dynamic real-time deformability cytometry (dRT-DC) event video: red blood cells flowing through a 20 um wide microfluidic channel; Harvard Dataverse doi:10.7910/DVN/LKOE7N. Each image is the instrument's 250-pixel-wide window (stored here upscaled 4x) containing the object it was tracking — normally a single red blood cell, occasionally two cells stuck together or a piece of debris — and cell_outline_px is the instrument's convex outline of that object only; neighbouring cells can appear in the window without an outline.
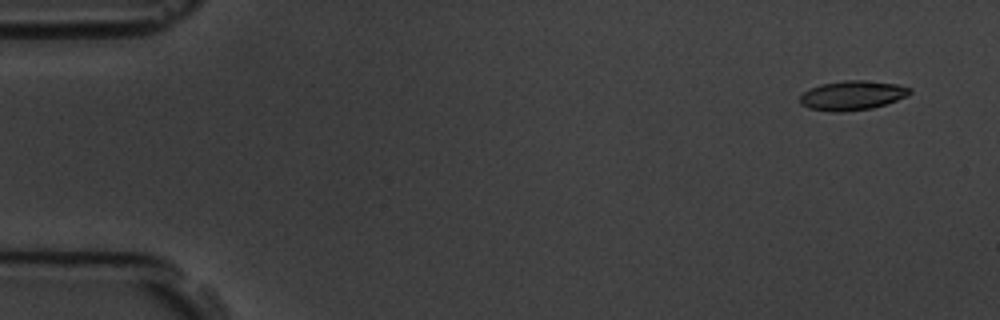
{"species": "common noctule bat (a hibernating species)", "species_latin": "Nyctalus noctula", "temperature_condition": "room temperature", "stored_images_in_passage": 10, "camera_frame_rate_fps": 3000, "um_per_image_px": 0.085, "animal": {"sex": "male", "body_mass_g": 19.5, "forearm_length_mm": 54.6}, "frame": {"image": 1, "passage_image": 1, "time_ms": 0.0, "image_size_px": [1000, 320], "cell_outline_px": [[912, 92], [908, 96], [872, 108], [840, 112], [832, 112], [808, 108], [800, 104], [800, 96], [804, 92], [820, 84], [844, 80], [864, 80], [896, 84], [912, 88]], "centroid_in_image_um": [72.44, 8.11], "position_along_channel_um": 12.6, "area_um2": 18.79}}
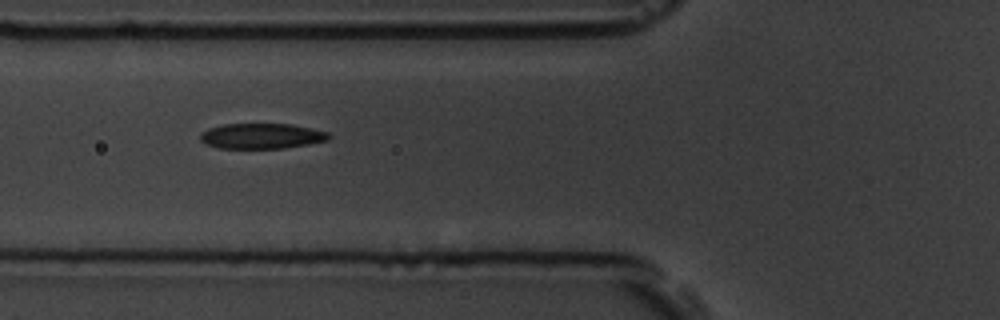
{"frame": {"image": 2, "passage_image": 6, "time_ms": 5.667, "image_size_px": [1000, 320], "cell_outline_px": [[328, 140], [308, 144], [284, 148], [220, 148], [204, 144], [200, 140], [200, 132], [208, 128], [224, 124], [292, 124], [328, 132]], "centroid_in_image_um": [22.18, 11.56], "position_along_channel_um": 103.6, "area_um2": 18.96}}
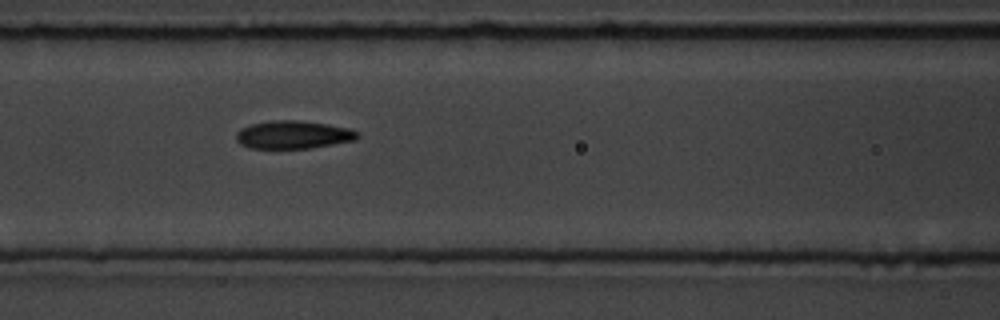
{"frame": {"image": 3, "passage_image": 7, "time_ms": 6.667, "image_size_px": [1000, 320], "cell_outline_px": [[360, 136], [356, 140], [308, 148], [248, 148], [240, 144], [236, 140], [236, 132], [240, 128], [252, 124], [272, 120], [300, 120], [328, 124], [348, 128], [356, 132]], "centroid_in_image_um": [24.89, 11.45], "position_along_channel_um": 141.7, "area_um2": 19.77}}